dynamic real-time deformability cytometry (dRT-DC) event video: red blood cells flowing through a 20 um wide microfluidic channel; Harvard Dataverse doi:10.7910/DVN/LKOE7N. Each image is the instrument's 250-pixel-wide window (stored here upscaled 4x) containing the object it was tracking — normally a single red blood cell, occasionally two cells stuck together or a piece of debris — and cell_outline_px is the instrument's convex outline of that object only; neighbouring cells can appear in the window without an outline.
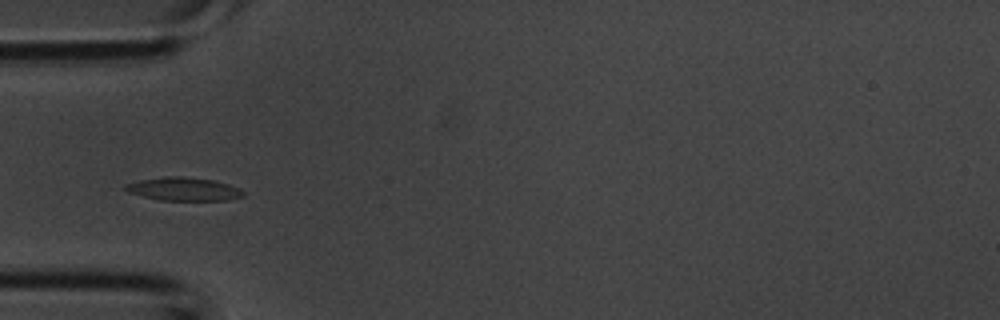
{"species": "common noctule bat (a hibernating species)", "species_latin": "Nyctalus noctula", "temperature_condition": "room temperature", "stored_images_in_passage": 5, "camera_frame_rate_fps": 3000, "um_per_image_px": 0.085, "animal": {"sex": "male", "body_mass_g": 20.1, "forearm_length_mm": 53.5}, "frame": {"image": 1, "passage_image": 4, "time_ms": 1.0, "image_size_px": [1000, 320], "cell_outline_px": [[244, 196], [228, 200], [160, 200], [128, 192], [124, 188], [124, 184], [140, 180], [168, 176], [184, 176], [212, 180], [228, 184], [240, 188], [244, 192]], "centroid_in_image_um": [15.62, 16.06], "position_along_channel_um": 69.4, "area_um2": 15.9}}
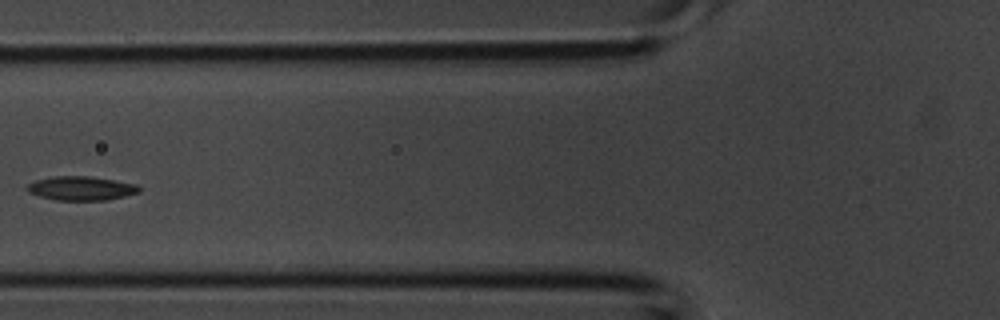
{"frame": {"image": 2, "passage_image": 5, "time_ms": 1.333, "image_size_px": [1000, 320], "cell_outline_px": [[140, 192], [124, 196], [104, 200], [56, 200], [40, 196], [28, 192], [24, 188], [28, 184], [36, 180], [56, 176], [88, 176], [136, 184], [140, 188]], "centroid_in_image_um": [6.86, 16.01], "position_along_channel_um": 118.9, "area_um2": 15.49}}